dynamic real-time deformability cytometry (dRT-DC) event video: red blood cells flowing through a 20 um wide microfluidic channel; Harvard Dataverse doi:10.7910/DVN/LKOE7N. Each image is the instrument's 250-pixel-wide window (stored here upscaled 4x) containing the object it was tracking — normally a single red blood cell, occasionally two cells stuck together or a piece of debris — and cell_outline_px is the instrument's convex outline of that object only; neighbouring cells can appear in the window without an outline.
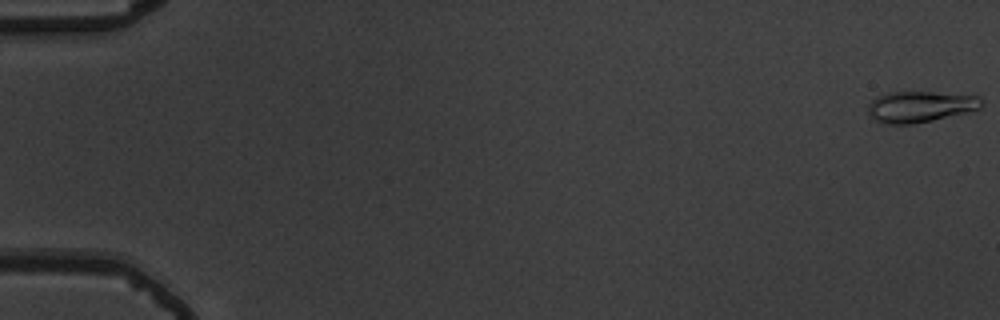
{"species": "common noctule bat (a hibernating species)", "species_latin": "Nyctalus noctula", "temperature_condition": "warm", "stored_images_in_passage": 55, "camera_frame_rate_fps": 3000, "um_per_image_px": 0.085, "animal": {"sex": "male", "body_mass_g": 19.5, "forearm_length_mm": 54.6}, "frame": {"image": 1, "passage_image": 1, "time_ms": 0.0, "image_size_px": [1000, 320], "cell_outline_px": [[984, 100], [980, 108], [932, 120], [912, 124], [888, 124], [876, 120], [868, 112], [868, 104], [876, 96], [888, 92], [932, 92], [980, 96]], "centroid_in_image_um": [78.2, 9.05], "position_along_channel_um": 6.8, "area_um2": 20.35}}
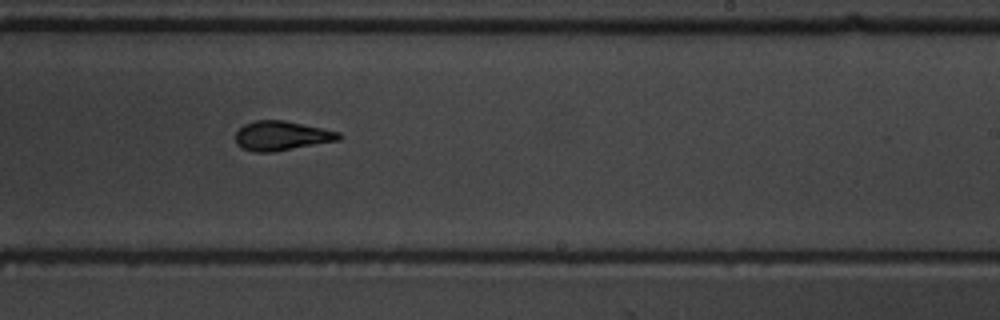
{"frame": {"image": 2, "passage_image": 35, "time_ms": 11.333, "image_size_px": [1000, 320], "cell_outline_px": [[344, 136], [340, 140], [272, 152], [256, 152], [244, 148], [236, 144], [236, 132], [244, 124], [256, 120], [284, 120], [340, 132]], "centroid_in_image_um": [23.96, 11.53], "position_along_channel_um": 265.0, "area_um2": 17.63}}
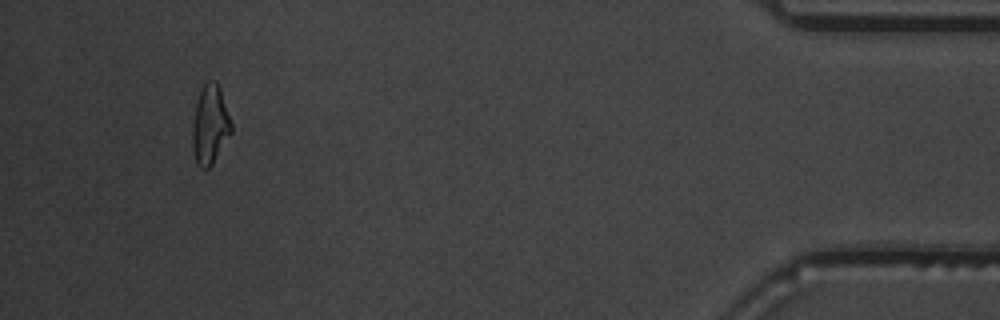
{"frame": {"image": 3, "passage_image": 52, "time_ms": 17.0, "image_size_px": [1000, 320], "cell_outline_px": [[232, 132], [212, 164], [208, 168], [200, 168], [196, 164], [192, 148], [192, 128], [196, 104], [200, 92], [204, 84], [208, 80], [216, 80], [220, 88], [232, 124]], "centroid_in_image_um": [17.85, 10.62], "position_along_channel_um": 417.3, "area_um2": 17.86}}